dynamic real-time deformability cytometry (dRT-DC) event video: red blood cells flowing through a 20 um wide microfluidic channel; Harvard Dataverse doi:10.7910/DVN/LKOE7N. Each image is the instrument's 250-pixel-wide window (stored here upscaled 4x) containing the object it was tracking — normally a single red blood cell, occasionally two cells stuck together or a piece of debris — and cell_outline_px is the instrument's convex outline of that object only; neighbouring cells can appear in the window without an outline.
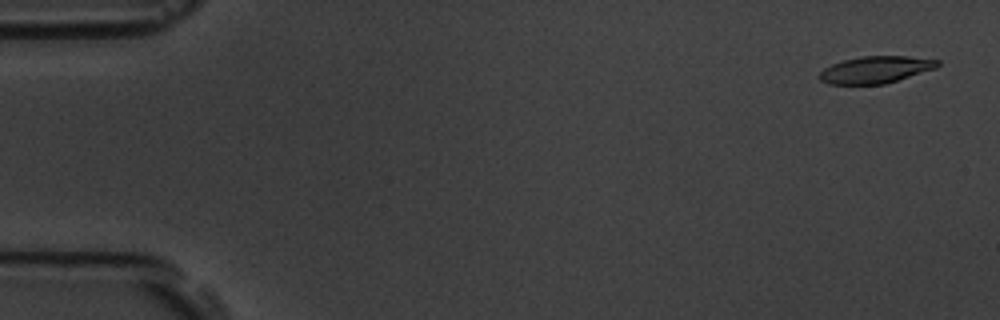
{"species": "common noctule bat (a hibernating species)", "species_latin": "Nyctalus noctula", "temperature_condition": "room temperature", "stored_images_in_passage": 16, "camera_frame_rate_fps": 3000, "um_per_image_px": 0.085, "animal": {"sex": "male", "body_mass_g": 19.5, "forearm_length_mm": 54.6}, "frame": {"image": 1, "passage_image": 3, "time_ms": 0.667, "image_size_px": [1000, 320], "cell_outline_px": [[940, 64], [936, 68], [884, 84], [828, 84], [820, 80], [816, 76], [824, 68], [832, 64], [844, 60], [864, 56], [908, 56], [940, 60]], "centroid_in_image_um": [74.41, 5.92], "position_along_channel_um": 10.6, "area_um2": 18.5}}